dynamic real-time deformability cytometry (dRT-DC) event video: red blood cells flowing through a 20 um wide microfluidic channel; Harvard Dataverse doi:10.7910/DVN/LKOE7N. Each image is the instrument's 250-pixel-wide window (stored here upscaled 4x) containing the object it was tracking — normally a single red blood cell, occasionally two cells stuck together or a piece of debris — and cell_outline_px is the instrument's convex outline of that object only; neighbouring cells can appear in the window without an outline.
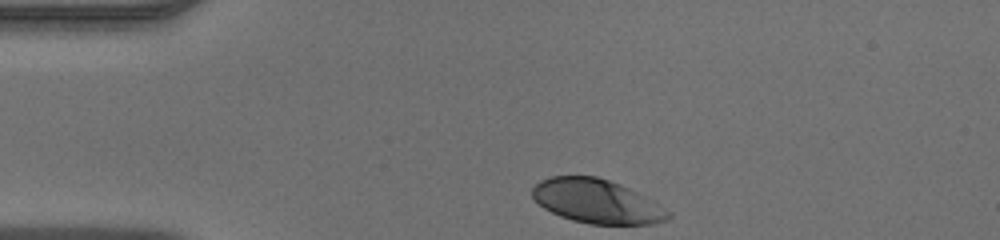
{"species": "human", "species_latin": "Homo sapiens", "temperature_condition": "warm", "stored_images_in_passage": 31, "camera_frame_rate_fps": 3000, "um_per_image_px": 0.085, "donor": {"sex": "male"}, "frame": {"image": 1, "passage_image": 1, "time_ms": 0.0, "image_size_px": [1000, 240], "cell_outline_px": [[672, 216], [664, 220], [652, 224], [588, 224], [572, 220], [560, 216], [544, 208], [532, 196], [532, 188], [540, 180], [552, 176], [596, 176], [620, 184], [644, 196], [668, 212]], "centroid_in_image_um": [50.67, 17.11], "position_along_channel_um": 34.3, "area_um2": 34.28}}
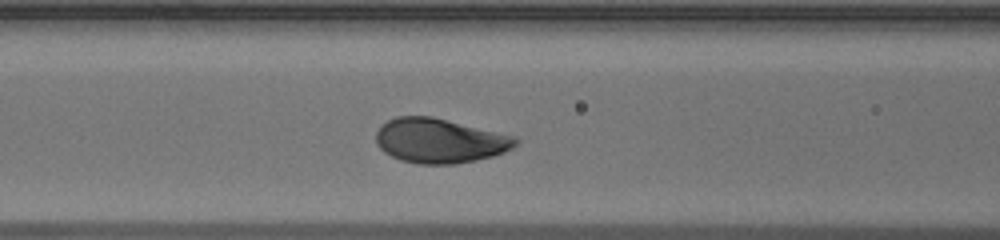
{"frame": {"image": 2, "passage_image": 11, "time_ms": 3.333, "image_size_px": [1000, 240], "cell_outline_px": [[520, 140], [512, 148], [504, 152], [492, 156], [476, 160], [456, 164], [416, 164], [400, 160], [384, 152], [376, 144], [376, 132], [388, 120], [396, 116], [432, 116], [516, 136]], "centroid_in_image_um": [37.38, 11.96], "position_along_channel_um": 129.2, "area_um2": 36.36}}
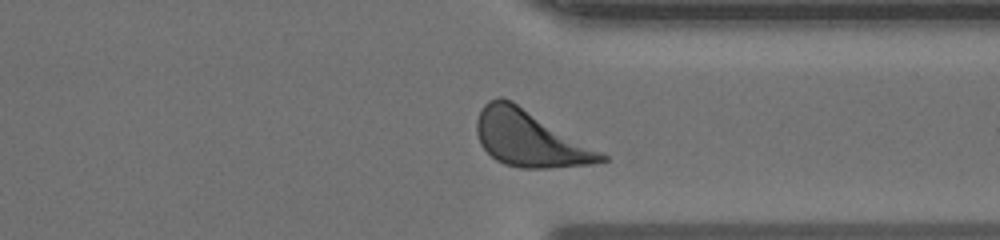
{"frame": {"image": 3, "passage_image": 28, "time_ms": 9.0, "image_size_px": [1000, 240], "cell_outline_px": [[608, 160], [592, 164], [548, 168], [520, 168], [504, 164], [496, 160], [480, 144], [476, 132], [476, 120], [484, 104], [488, 100], [500, 96], [512, 100], [608, 156]], "centroid_in_image_um": [44.99, 11.77], "position_along_channel_um": 366.4, "area_um2": 40.4}}